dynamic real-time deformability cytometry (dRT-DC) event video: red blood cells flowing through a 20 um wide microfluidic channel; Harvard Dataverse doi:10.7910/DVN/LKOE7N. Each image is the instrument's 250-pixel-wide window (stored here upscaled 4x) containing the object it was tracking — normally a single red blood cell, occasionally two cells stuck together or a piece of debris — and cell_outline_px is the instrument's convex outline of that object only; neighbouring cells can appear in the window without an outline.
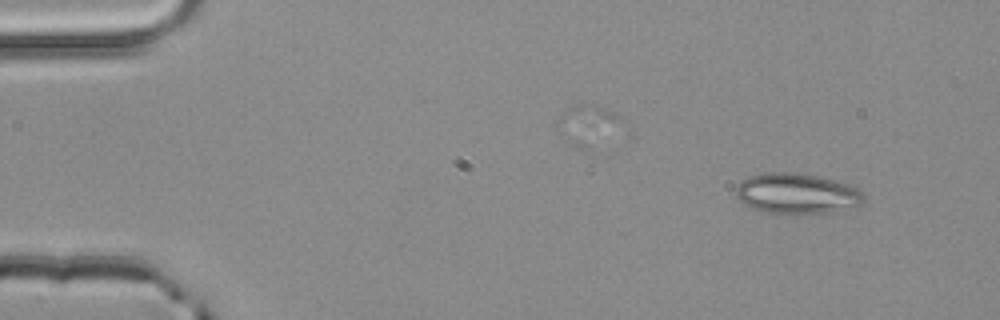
{"species": "common noctule bat (a hibernating species)", "species_latin": "Nyctalus noctula", "temperature_condition": "room temperature", "stored_images_in_passage": 3, "camera_frame_rate_fps": 3000, "um_per_image_px": 0.085, "animal": {"sex": "male", "body_mass_g": 20.4}, "frame": {"image": 1, "passage_image": 1, "time_ms": 0.0, "image_size_px": [1000, 320], "cell_outline_px": [[864, 200], [860, 204], [832, 212], [760, 212], [744, 204], [736, 196], [736, 188], [748, 176], [768, 172], [792, 172], [816, 176], [848, 184], [860, 188], [864, 196]], "centroid_in_image_um": [67.72, 16.43], "position_along_channel_um": 17.3, "area_um2": 29.59}}